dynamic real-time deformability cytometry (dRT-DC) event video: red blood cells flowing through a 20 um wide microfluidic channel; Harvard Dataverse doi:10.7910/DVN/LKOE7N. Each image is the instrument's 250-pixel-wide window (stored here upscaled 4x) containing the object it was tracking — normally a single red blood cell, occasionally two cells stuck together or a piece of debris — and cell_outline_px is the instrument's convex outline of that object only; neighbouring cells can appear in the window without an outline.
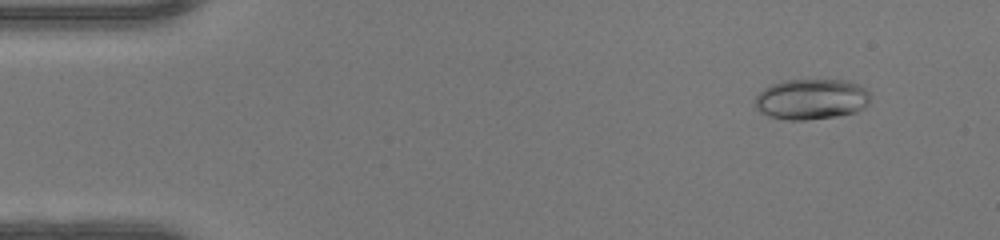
{"species": "human", "species_latin": "Homo sapiens", "temperature_condition": "warm", "stored_images_in_passage": 48, "camera_frame_rate_fps": 3000, "um_per_image_px": 0.085, "donor": {"sex": "female"}, "frame": {"image": 1, "passage_image": 4, "time_ms": 1.0, "image_size_px": [1000, 240], "cell_outline_px": [[868, 104], [864, 108], [856, 112], [836, 116], [804, 120], [788, 120], [768, 116], [760, 112], [752, 104], [756, 96], [764, 88], [772, 84], [788, 80], [844, 80], [856, 84], [864, 88], [868, 92]], "centroid_in_image_um": [68.92, 8.44], "position_along_channel_um": 16.1, "area_um2": 27.22}}
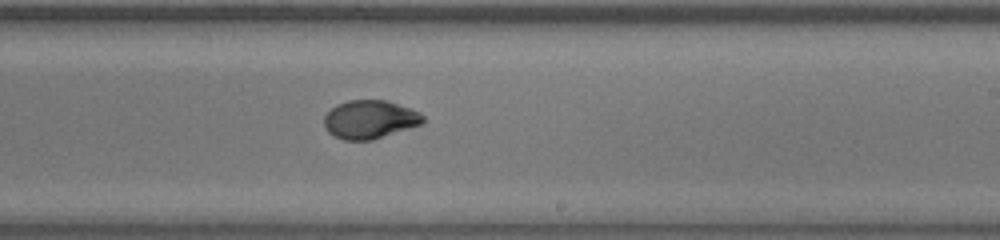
{"frame": {"image": 2, "passage_image": 29, "time_ms": 9.333, "image_size_px": [1000, 240], "cell_outline_px": [[424, 120], [420, 124], [372, 140], [344, 140], [332, 136], [324, 128], [324, 116], [336, 104], [348, 100], [388, 100], [420, 112], [424, 116]], "centroid_in_image_um": [31.39, 10.15], "position_along_channel_um": 257.6, "area_um2": 22.14}}
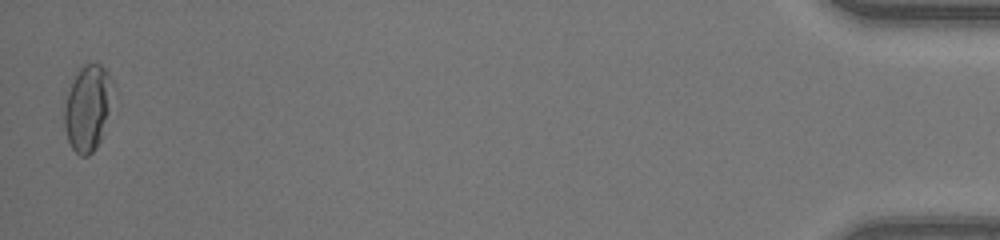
{"frame": {"image": 3, "passage_image": 48, "time_ms": 15.667, "image_size_px": [1000, 240], "cell_outline_px": [[112, 80], [108, 112], [100, 140], [96, 148], [88, 156], [80, 156], [72, 148], [68, 140], [64, 128], [64, 108], [68, 92], [72, 80], [80, 68], [84, 64], [100, 64], [104, 68]], "centroid_in_image_um": [7.41, 9.19], "position_along_channel_um": 427.8, "area_um2": 23.7}, "authors_computed_cell_mechanics": {"area_um2": 22.3397, "velocity_mm_per_s": 4.2283, "shape_relaxation_time_tau1_ms": 7.7647, "shape_relaxation_time_tau2_ms": 0.9673, "deformation_change_tau1": 0.2748, "deformation_change_tau2": 0.0417}}